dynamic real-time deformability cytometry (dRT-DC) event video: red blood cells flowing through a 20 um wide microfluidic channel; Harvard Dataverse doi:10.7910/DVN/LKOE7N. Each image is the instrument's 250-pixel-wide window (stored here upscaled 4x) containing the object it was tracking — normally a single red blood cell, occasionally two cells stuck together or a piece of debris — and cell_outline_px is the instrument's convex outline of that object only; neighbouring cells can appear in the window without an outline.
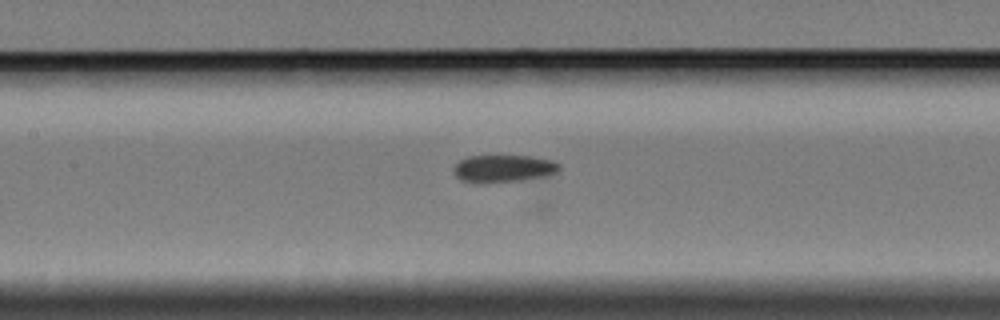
{"species": "Egyptian fruit bat (a non-hibernating species)", "species_latin": "Rousettus aegyptiacus", "temperature_condition": "cold", "stored_images_in_passage": 35, "camera_frame_rate_fps": 3000, "um_per_image_px": 0.085, "animal": {"sex": "female"}, "frame": {"image": 1, "passage_image": 28, "time_ms": 9.0, "image_size_px": [1000, 320], "cell_outline_px": [[560, 168], [556, 172], [548, 176], [524, 180], [480, 184], [460, 180], [452, 172], [452, 168], [460, 160], [468, 156], [532, 156], [552, 160], [560, 164]], "centroid_in_image_um": [42.77, 14.34], "position_along_channel_um": 164.6, "area_um2": 17.22}}